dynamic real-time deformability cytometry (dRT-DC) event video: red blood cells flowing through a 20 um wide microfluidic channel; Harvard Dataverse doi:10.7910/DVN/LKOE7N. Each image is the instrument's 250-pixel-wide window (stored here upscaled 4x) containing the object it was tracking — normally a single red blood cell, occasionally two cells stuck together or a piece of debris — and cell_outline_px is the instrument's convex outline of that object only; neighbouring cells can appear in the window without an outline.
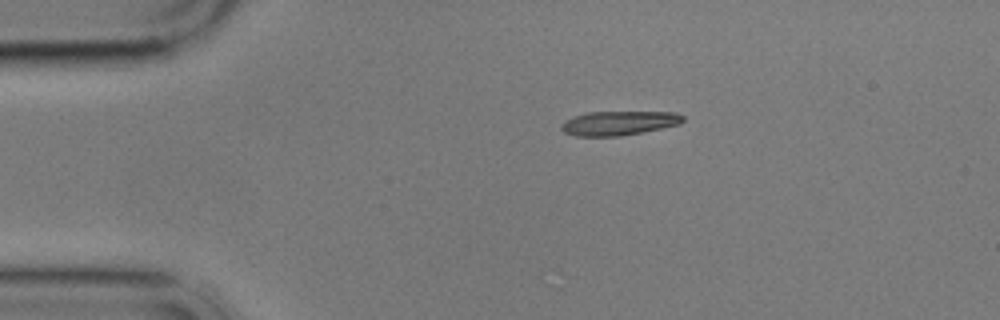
{"species": "common noctule bat (a hibernating species)", "species_latin": "Nyctalus noctula", "temperature_condition": "cold", "stored_images_in_passage": 8, "camera_frame_rate_fps": 3000, "um_per_image_px": 0.085, "animal": {"sex": "male", "body_mass_g": 17.9}, "frame": {"image": 1, "passage_image": 1, "time_ms": 0.0, "image_size_px": [1000, 320], "cell_outline_px": [[684, 120], [680, 124], [644, 132], [620, 136], [576, 136], [564, 132], [560, 128], [572, 116], [588, 112], [676, 112], [684, 116]], "centroid_in_image_um": [52.64, 10.46], "position_along_channel_um": 32.4, "area_um2": 17.11}}
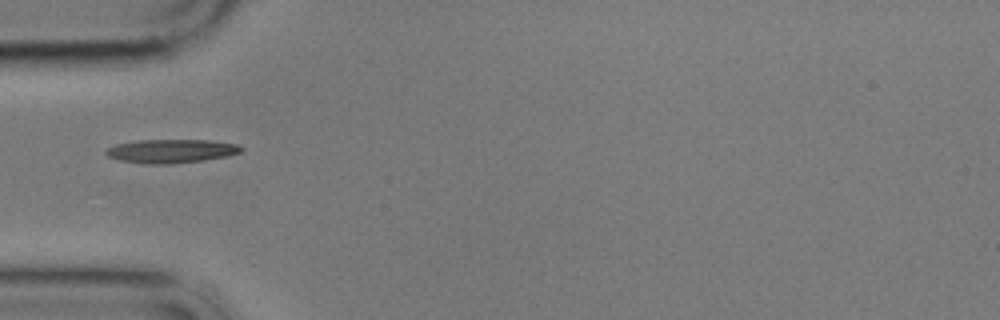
{"frame": {"image": 2, "passage_image": 3, "time_ms": 2.333, "image_size_px": [1000, 320], "cell_outline_px": [[244, 148], [240, 152], [228, 156], [200, 160], [168, 164], [148, 164], [120, 160], [108, 156], [104, 152], [108, 148], [116, 144], [140, 140], [208, 140], [236, 144]], "centroid_in_image_um": [14.54, 12.83], "position_along_channel_um": 70.5, "area_um2": 18.38}}
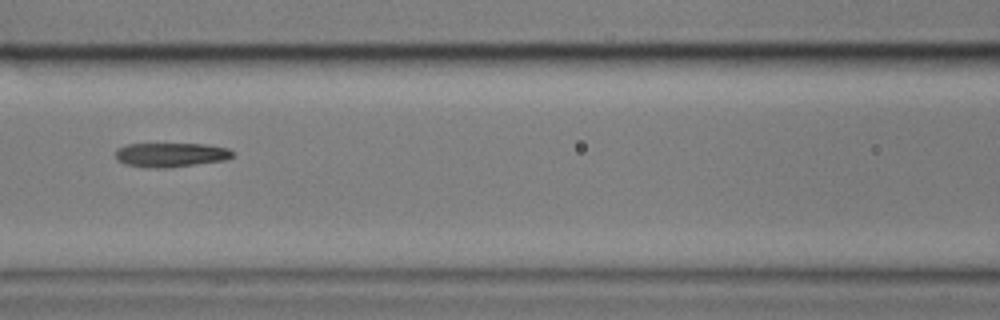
{"frame": {"image": 3, "passage_image": 5, "time_ms": 4.667, "image_size_px": [1000, 320], "cell_outline_px": [[236, 152], [232, 156], [224, 160], [164, 168], [144, 168], [124, 164], [116, 160], [116, 148], [128, 144], [204, 144], [228, 148]], "centroid_in_image_um": [14.47, 13.16], "position_along_channel_um": 152.1, "area_um2": 16.59}}